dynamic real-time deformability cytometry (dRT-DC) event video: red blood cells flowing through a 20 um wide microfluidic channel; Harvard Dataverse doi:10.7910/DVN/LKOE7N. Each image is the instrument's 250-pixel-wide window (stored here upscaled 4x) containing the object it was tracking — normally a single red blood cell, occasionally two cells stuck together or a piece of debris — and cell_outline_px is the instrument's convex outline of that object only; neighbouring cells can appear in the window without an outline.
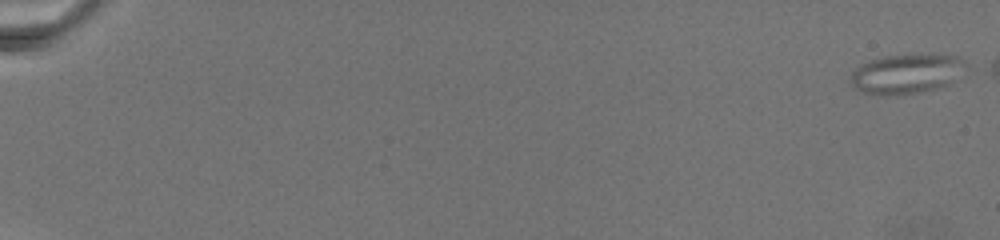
{"species": "common noctule bat (a hibernating species)", "species_latin": "Nyctalus noctula", "temperature_condition": "warm", "stored_images_in_passage": 59, "camera_frame_rate_fps": 3000, "um_per_image_px": 0.085, "animal": {"sex": "female", "body_mass_g": 19.5, "forearm_length_mm": 54.1}, "frame": {"image": 1, "passage_image": 1, "time_ms": 0.0, "image_size_px": [1000, 240], "cell_outline_px": [[968, 68], [948, 84], [936, 88], [916, 92], [864, 92], [856, 88], [852, 84], [852, 72], [856, 68], [872, 60], [884, 56], [960, 56], [968, 64]], "centroid_in_image_um": [77.14, 6.24], "position_along_channel_um": 7.9, "area_um2": 25.03}}
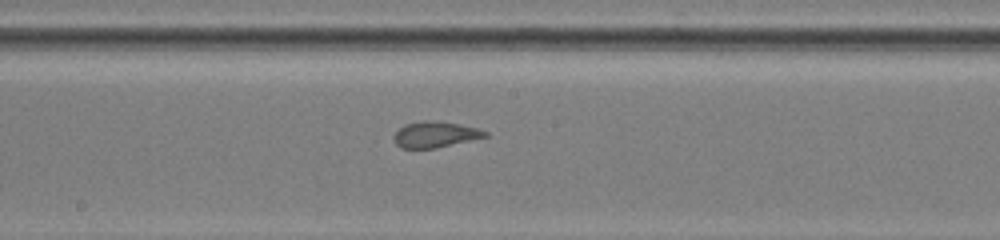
{"frame": {"image": 2, "passage_image": 40, "time_ms": 14.667, "image_size_px": [1000, 240], "cell_outline_px": [[488, 136], [436, 148], [400, 148], [392, 140], [392, 136], [404, 124], [424, 120], [432, 120], [456, 124], [476, 128], [488, 132]], "centroid_in_image_um": [36.93, 11.44], "position_along_channel_um": 211.3, "area_um2": 13.7}}
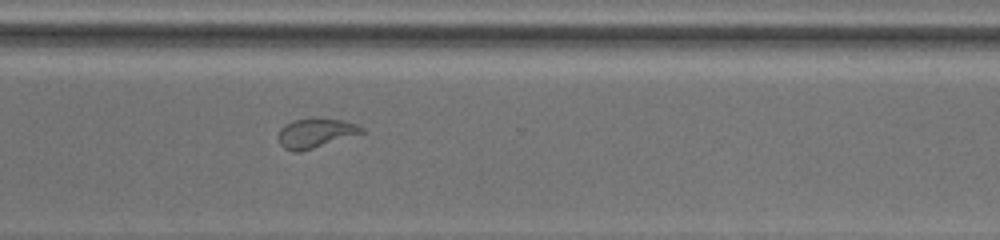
{"frame": {"image": 3, "passage_image": 58, "time_ms": 19.333, "image_size_px": [1000, 240], "cell_outline_px": [[364, 132], [300, 152], [292, 152], [284, 148], [280, 144], [276, 136], [280, 128], [284, 124], [292, 120], [316, 116], [340, 120], [356, 124], [364, 128]], "centroid_in_image_um": [26.74, 11.28], "position_along_channel_um": 343.9, "area_um2": 14.57}}